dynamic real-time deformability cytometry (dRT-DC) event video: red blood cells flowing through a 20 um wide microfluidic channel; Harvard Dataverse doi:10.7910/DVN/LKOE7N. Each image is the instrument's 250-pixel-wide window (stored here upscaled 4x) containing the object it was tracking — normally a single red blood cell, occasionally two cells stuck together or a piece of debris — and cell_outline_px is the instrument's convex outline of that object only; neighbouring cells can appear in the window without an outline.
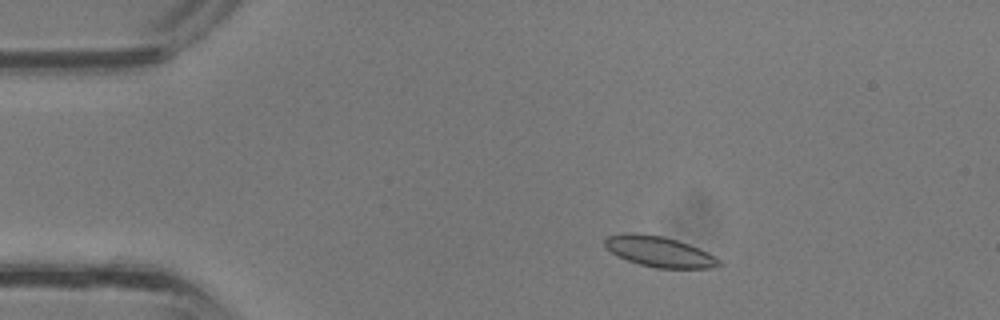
{"species": "common noctule bat (a hibernating species)", "species_latin": "Nyctalus noctula", "temperature_condition": "room temperature", "stored_images_in_passage": 35, "camera_frame_rate_fps": 3000, "um_per_image_px": 0.085, "animal": {"sex": "male", "body_mass_g": 13.3}, "frame": {"image": 1, "passage_image": 4, "time_ms": 1.0, "image_size_px": [1000, 320], "cell_outline_px": [[724, 264], [712, 268], [656, 268], [640, 264], [616, 256], [604, 244], [604, 240], [608, 236], [632, 232], [664, 236], [688, 244], [708, 252], [716, 256]], "centroid_in_image_um": [56.07, 21.39], "position_along_channel_um": 28.9, "area_um2": 20.29}}
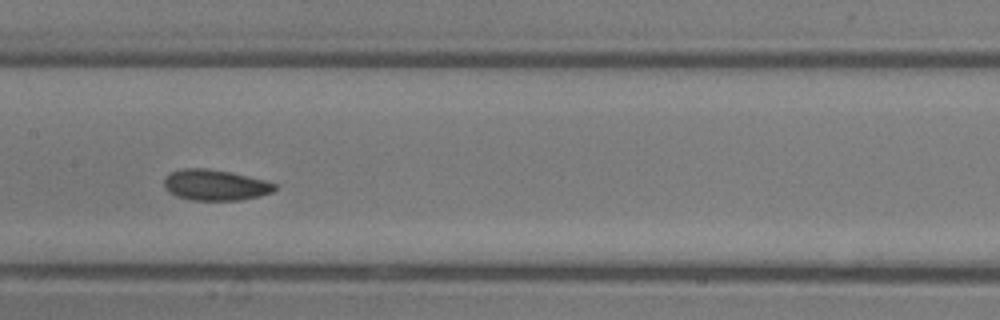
{"frame": {"image": 2, "passage_image": 16, "time_ms": 5.0, "image_size_px": [1000, 320], "cell_outline_px": [[276, 188], [272, 192], [260, 196], [240, 200], [192, 200], [176, 196], [168, 192], [164, 188], [164, 180], [168, 172], [184, 168], [208, 168], [232, 172], [264, 180], [276, 184]], "centroid_in_image_um": [18.26, 15.72], "position_along_channel_um": 189.1, "area_um2": 20.06}}
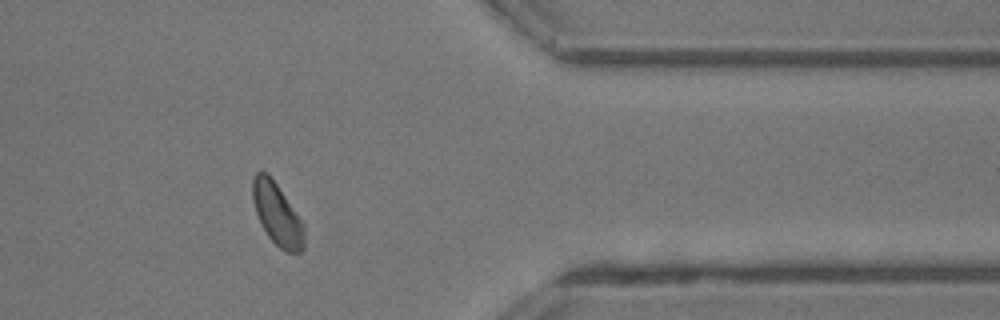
{"frame": {"image": 3, "passage_image": 28, "time_ms": 9.0, "image_size_px": [1000, 320], "cell_outline_px": [[304, 248], [300, 252], [284, 252], [268, 236], [256, 212], [252, 200], [252, 180], [256, 172], [260, 168], [268, 172], [304, 224]], "centroid_in_image_um": [23.54, 18.17], "position_along_channel_um": 387.9, "area_um2": 18.61}}